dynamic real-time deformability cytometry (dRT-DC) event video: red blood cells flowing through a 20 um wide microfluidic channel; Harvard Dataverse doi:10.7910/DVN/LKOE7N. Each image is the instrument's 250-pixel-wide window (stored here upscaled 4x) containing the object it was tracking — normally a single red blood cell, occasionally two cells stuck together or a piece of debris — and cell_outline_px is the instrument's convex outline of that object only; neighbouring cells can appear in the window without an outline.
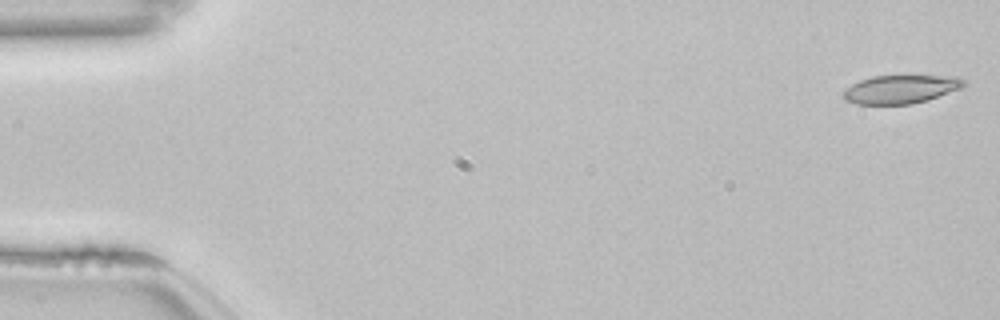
{"species": "common noctule bat (a hibernating species)", "species_latin": "Nyctalus noctula", "temperature_condition": "room temperature", "stored_images_in_passage": 53, "camera_frame_rate_fps": 3000, "um_per_image_px": 0.085, "animal": {"sex": "female", "body_mass_g": 22.7, "forearm_length_mm": 54.2}, "frame": {"image": 1, "passage_image": 1, "time_ms": 0.0, "image_size_px": [1000, 320], "cell_outline_px": [[968, 84], [960, 88], [928, 100], [912, 104], [856, 104], [844, 100], [840, 96], [852, 84], [860, 80], [872, 76], [960, 76]], "centroid_in_image_um": [76.56, 7.59], "position_along_channel_um": 8.4, "area_um2": 20.0}}
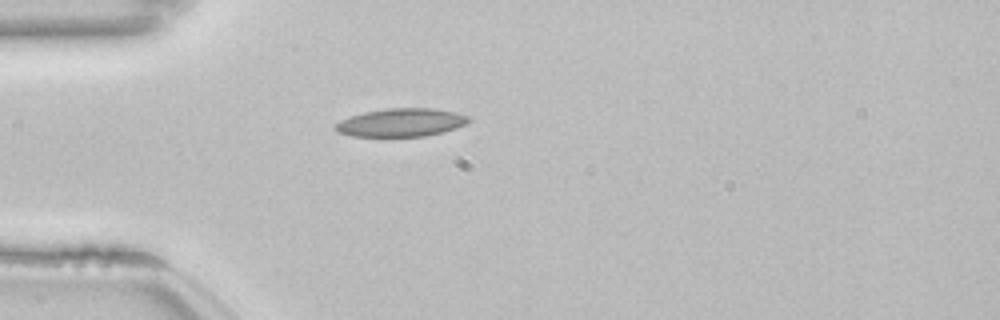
{"frame": {"image": 2, "passage_image": 15, "time_ms": 4.667, "image_size_px": [1000, 320], "cell_outline_px": [[472, 120], [456, 128], [444, 132], [424, 136], [352, 136], [336, 132], [332, 128], [332, 124], [340, 120], [364, 112], [388, 108], [432, 108], [456, 112], [472, 116]], "centroid_in_image_um": [34.09, 10.41], "position_along_channel_um": 50.9, "area_um2": 22.14}}
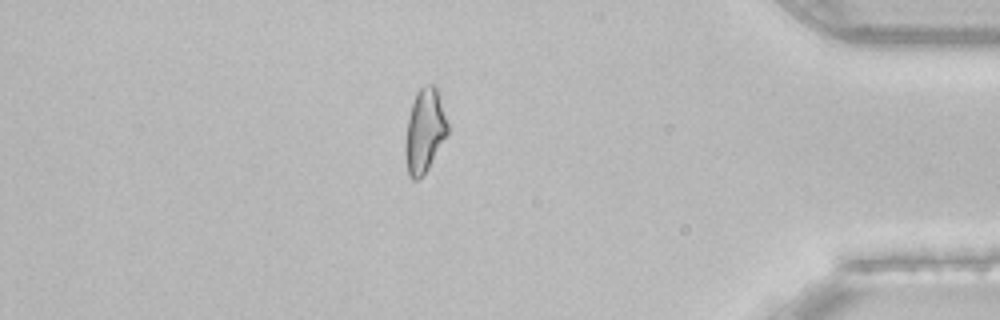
{"frame": {"image": 3, "passage_image": 46, "time_ms": 15.0, "image_size_px": [1000, 320], "cell_outline_px": [[448, 132], [428, 168], [416, 180], [412, 180], [408, 176], [404, 156], [404, 144], [408, 116], [416, 92], [424, 84], [432, 84], [436, 88], [448, 124]], "centroid_in_image_um": [36.05, 11.12], "position_along_channel_um": 399.2, "area_um2": 20.52}, "authors_computed_cell_mechanics": {"area_um2": 20.6924, "velocity_mm_per_s": 3.8477, "shape_relaxation_time_tau1_ms": 10.3754, "shape_relaxation_time_tau2_ms": 3.2321, "deformation_change_tau1": 0.1996, "deformation_change_tau2": 0.1037}}